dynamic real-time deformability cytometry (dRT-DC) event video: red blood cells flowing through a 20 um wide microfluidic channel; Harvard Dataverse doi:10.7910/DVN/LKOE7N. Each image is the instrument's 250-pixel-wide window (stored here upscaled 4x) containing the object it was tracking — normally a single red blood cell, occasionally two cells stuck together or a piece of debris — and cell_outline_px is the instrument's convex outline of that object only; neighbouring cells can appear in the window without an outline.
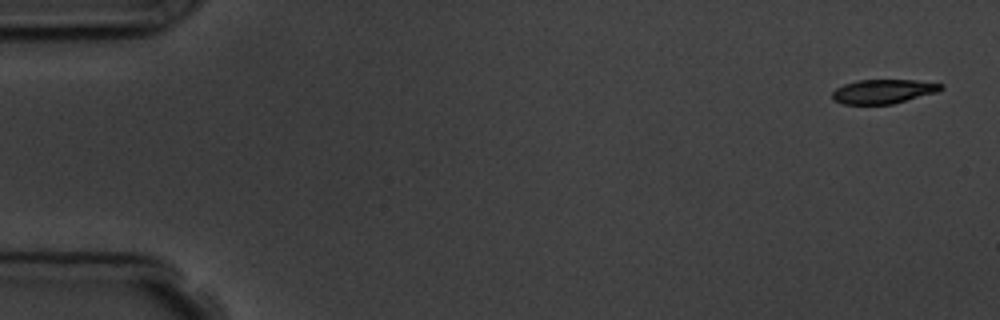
{"species": "common noctule bat (a hibernating species)", "species_latin": "Nyctalus noctula", "temperature_condition": "room temperature", "stored_images_in_passage": 5, "camera_frame_rate_fps": 3000, "um_per_image_px": 0.085, "animal": {"sex": "male", "body_mass_g": 19.5, "forearm_length_mm": 54.6}, "frame": {"image": 1, "passage_image": 1, "time_ms": 0.0, "image_size_px": [1000, 320], "cell_outline_px": [[944, 88], [936, 92], [892, 104], [844, 104], [832, 100], [832, 92], [836, 88], [844, 84], [856, 80], [916, 80], [944, 84]], "centroid_in_image_um": [75.06, 7.77], "position_along_channel_um": 9.9, "area_um2": 15.32}}
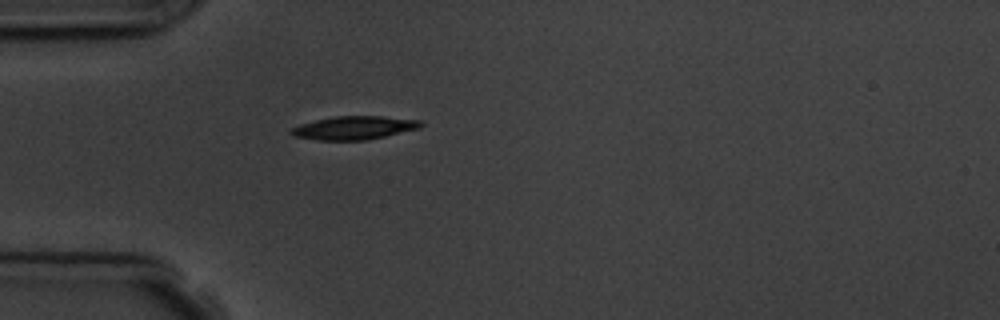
{"frame": {"image": 2, "passage_image": 5, "time_ms": 4.667, "image_size_px": [1000, 320], "cell_outline_px": [[424, 124], [420, 128], [384, 136], [364, 140], [316, 140], [292, 136], [288, 132], [292, 128], [300, 124], [316, 120], [336, 116], [380, 116], [420, 120]], "centroid_in_image_um": [30.07, 10.86], "position_along_channel_um": 54.9, "area_um2": 17.57}}